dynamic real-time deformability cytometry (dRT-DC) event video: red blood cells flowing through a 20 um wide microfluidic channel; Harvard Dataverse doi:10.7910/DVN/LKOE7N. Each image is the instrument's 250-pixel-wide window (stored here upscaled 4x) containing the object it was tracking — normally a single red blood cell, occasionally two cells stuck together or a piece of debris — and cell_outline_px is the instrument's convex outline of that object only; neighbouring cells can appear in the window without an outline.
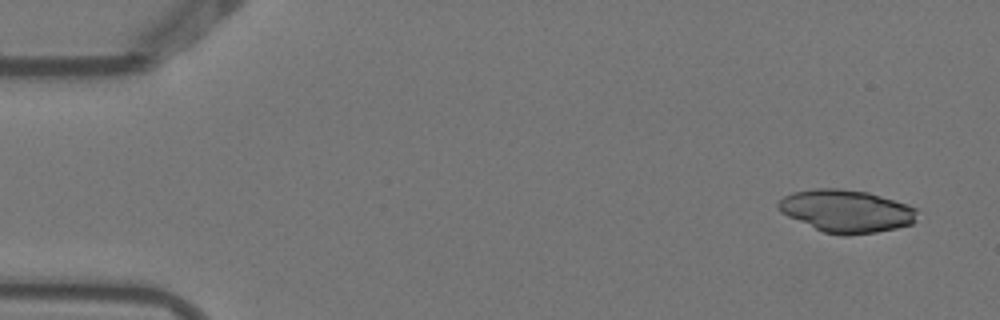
{"species": "Egyptian fruit bat (a non-hibernating species)", "species_latin": "Rousettus aegyptiacus", "temperature_condition": "warm", "stored_images_in_passage": 6, "camera_frame_rate_fps": 3000, "um_per_image_px": 0.085, "animal": {"sex": "female"}, "frame": {"image": 1, "passage_image": 1, "time_ms": 0.0, "image_size_px": [1000, 320], "cell_outline_px": [[916, 220], [912, 224], [896, 228], [876, 232], [848, 236], [840, 236], [824, 232], [788, 216], [780, 212], [776, 208], [776, 204], [784, 196], [792, 192], [812, 188], [836, 188], [868, 192], [908, 204], [916, 208]], "centroid_in_image_um": [71.92, 17.94], "position_along_channel_um": 13.1, "area_um2": 34.62}}